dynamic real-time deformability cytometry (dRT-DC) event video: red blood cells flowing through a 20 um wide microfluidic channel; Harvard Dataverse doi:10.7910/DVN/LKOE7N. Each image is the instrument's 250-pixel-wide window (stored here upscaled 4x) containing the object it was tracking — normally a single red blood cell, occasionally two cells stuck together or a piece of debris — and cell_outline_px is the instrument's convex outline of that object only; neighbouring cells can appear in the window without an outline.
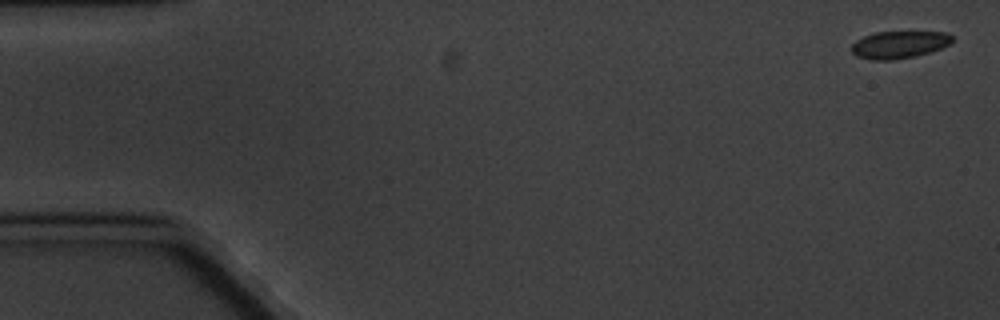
{"species": "common noctule bat (a hibernating species)", "species_latin": "Nyctalus noctula", "temperature_condition": "cold", "stored_images_in_passage": 8, "camera_frame_rate_fps": 3000, "um_per_image_px": 0.085, "animal": {"sex": "male", "body_mass_g": 20.1, "forearm_length_mm": 53.5}, "frame": {"image": 1, "passage_image": 1, "time_ms": 0.0, "image_size_px": [1000, 320], "cell_outline_px": [[952, 40], [948, 44], [940, 48], [916, 56], [892, 60], [872, 60], [856, 56], [852, 52], [852, 44], [856, 40], [864, 36], [876, 32], [948, 32], [952, 36]], "centroid_in_image_um": [76.4, 3.79], "position_along_channel_um": 8.6, "area_um2": 15.9}}
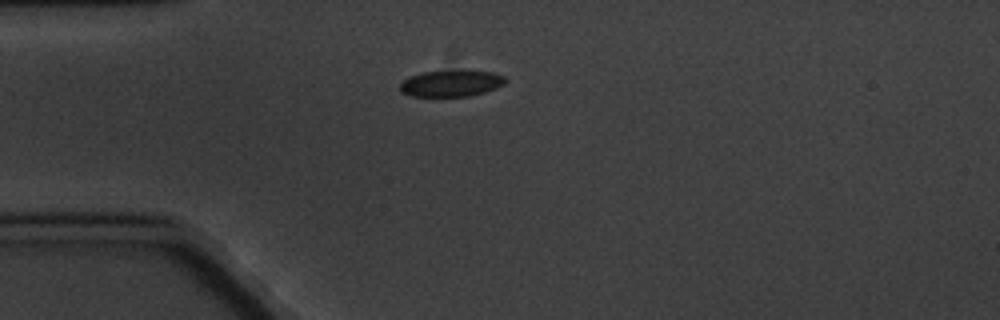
{"frame": {"image": 2, "passage_image": 4, "time_ms": 4.667, "image_size_px": [1000, 320], "cell_outline_px": [[508, 80], [504, 84], [496, 88], [484, 92], [468, 96], [412, 96], [400, 92], [400, 84], [404, 80], [412, 76], [424, 72], [492, 72], [504, 76]], "centroid_in_image_um": [38.36, 7.11], "position_along_channel_um": 46.6, "area_um2": 15.66}}